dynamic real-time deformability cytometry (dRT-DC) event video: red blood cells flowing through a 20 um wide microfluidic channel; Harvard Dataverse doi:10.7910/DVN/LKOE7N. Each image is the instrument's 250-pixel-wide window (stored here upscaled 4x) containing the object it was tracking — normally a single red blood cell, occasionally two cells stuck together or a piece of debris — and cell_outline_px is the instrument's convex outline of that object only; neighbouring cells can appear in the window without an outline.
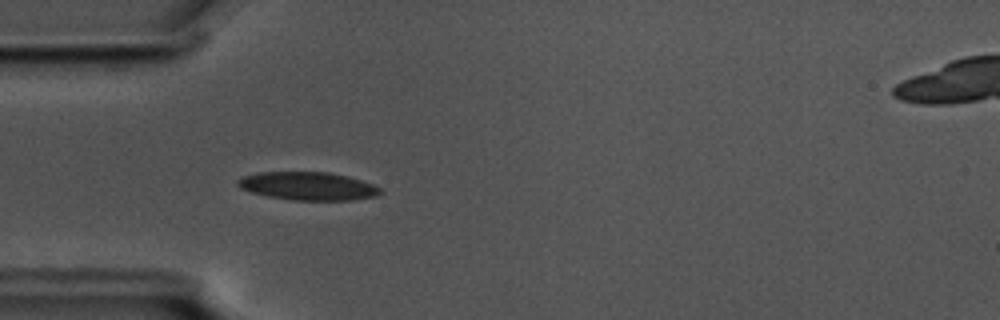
{"species": "common noctule bat (a hibernating species)", "species_latin": "Nyctalus noctula", "temperature_condition": "cold", "stored_images_in_passage": 49, "camera_frame_rate_fps": 3000, "um_per_image_px": 0.085, "animal": {"sex": "male", "body_mass_g": 17.5, "forearm_length_mm": 52.3}, "frame": {"image": 1, "passage_image": 9, "time_ms": 2.667, "image_size_px": [1000, 320], "cell_outline_px": [[384, 192], [376, 196], [352, 200], [292, 200], [268, 196], [252, 192], [240, 188], [236, 184], [236, 180], [244, 176], [260, 172], [328, 172], [360, 180], [372, 184], [380, 188]], "centroid_in_image_um": [26.17, 15.82], "position_along_channel_um": 58.8, "area_um2": 23.24}}
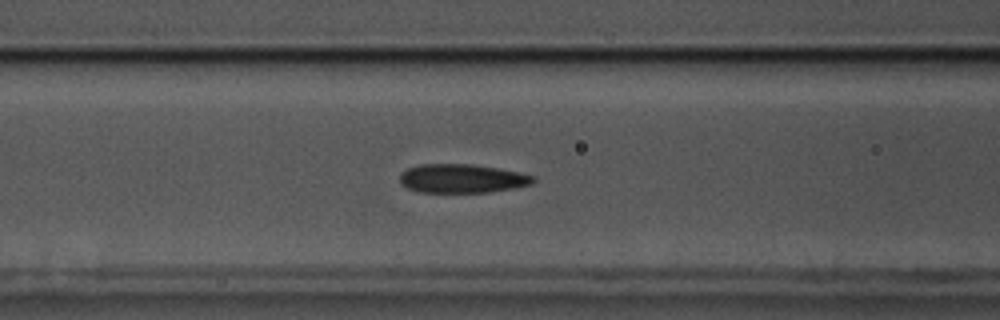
{"frame": {"image": 2, "passage_image": 15, "time_ms": 4.667, "image_size_px": [1000, 320], "cell_outline_px": [[536, 180], [532, 184], [516, 188], [488, 192], [416, 192], [404, 188], [400, 184], [400, 176], [408, 168], [420, 164], [468, 164], [500, 168], [520, 172], [536, 176]], "centroid_in_image_um": [39.29, 15.18], "position_along_channel_um": 127.3, "area_um2": 22.66}}
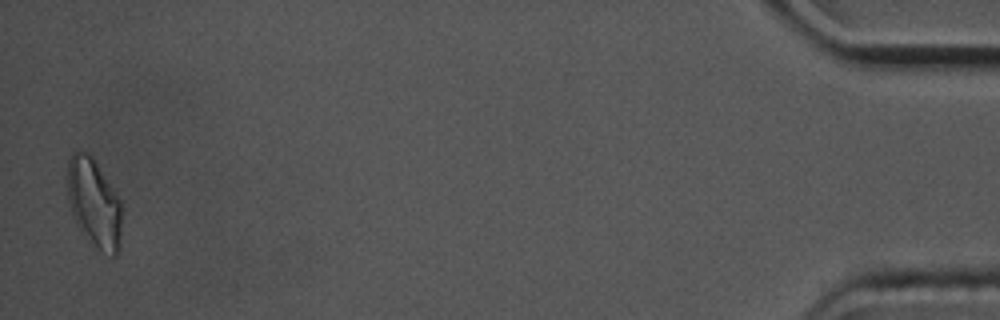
{"frame": {"image": 3, "passage_image": 48, "time_ms": 15.667, "image_size_px": [1000, 320], "cell_outline_px": [[120, 248], [116, 256], [112, 256], [100, 252], [76, 224], [72, 216], [68, 200], [68, 156], [72, 152], [80, 148], [88, 152], [92, 156], [120, 200]], "centroid_in_image_um": [7.97, 17.24], "position_along_channel_um": 427.2, "area_um2": 28.09}, "authors_computed_cell_mechanics": {"area_um2": 22.7732, "velocity_mm_per_s": 3.5672, "shape_relaxation_time_tau1_ms": 2.5618, "shape_relaxation_time_tau2_ms": 2.1158, "deformation_change_tau1": 0.1255, "deformation_change_tau2": 0.1076}}